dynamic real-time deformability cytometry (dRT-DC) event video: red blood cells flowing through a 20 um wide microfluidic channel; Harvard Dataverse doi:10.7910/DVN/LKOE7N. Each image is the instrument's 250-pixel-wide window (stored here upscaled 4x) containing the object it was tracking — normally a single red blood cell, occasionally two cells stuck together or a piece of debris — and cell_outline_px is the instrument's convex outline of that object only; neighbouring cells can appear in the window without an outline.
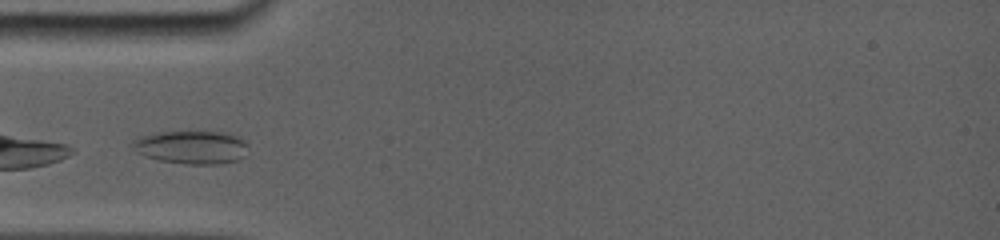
{"species": "common noctule bat (a hibernating species)", "species_latin": "Nyctalus noctula", "temperature_condition": "room temperature", "stored_images_in_passage": 9, "camera_frame_rate_fps": 5000, "um_per_image_px": 0.085, "animal": {"sex": "female", "body_mass_g": 19.0, "forearm_length_mm": 56.7}, "frame": {"image": 1, "passage_image": 1, "time_ms": 0.0, "image_size_px": [1000, 240], "cell_outline_px": [[244, 156], [236, 160], [220, 164], [184, 164], [160, 160], [148, 156], [140, 152], [136, 144], [140, 140], [148, 136], [168, 132], [212, 132], [232, 136], [240, 140], [244, 144]], "centroid_in_image_um": [16.36, 12.56], "position_along_channel_um": 68.6, "area_um2": 20.63}}
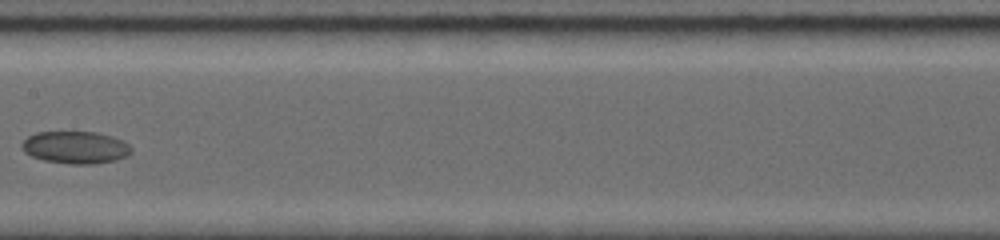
{"frame": {"image": 2, "passage_image": 6, "time_ms": 3.6, "image_size_px": [1000, 240], "cell_outline_px": [[132, 152], [116, 160], [92, 164], [72, 164], [44, 160], [32, 156], [24, 152], [20, 144], [28, 136], [36, 132], [92, 132], [124, 140], [132, 148]], "centroid_in_image_um": [6.39, 12.53], "position_along_channel_um": 201.0, "area_um2": 20.46}}
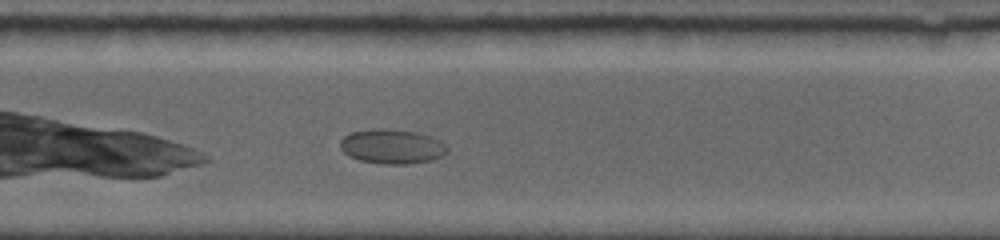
{"frame": {"image": 3, "passage_image": 9, "time_ms": 6.2, "image_size_px": [1000, 240], "cell_outline_px": [[448, 152], [432, 160], [408, 164], [380, 164], [360, 160], [348, 156], [340, 148], [340, 140], [344, 136], [352, 132], [376, 128], [388, 128], [416, 132], [432, 136], [440, 140], [448, 148]], "centroid_in_image_um": [33.32, 12.45], "position_along_channel_um": 296.5, "area_um2": 21.73}}